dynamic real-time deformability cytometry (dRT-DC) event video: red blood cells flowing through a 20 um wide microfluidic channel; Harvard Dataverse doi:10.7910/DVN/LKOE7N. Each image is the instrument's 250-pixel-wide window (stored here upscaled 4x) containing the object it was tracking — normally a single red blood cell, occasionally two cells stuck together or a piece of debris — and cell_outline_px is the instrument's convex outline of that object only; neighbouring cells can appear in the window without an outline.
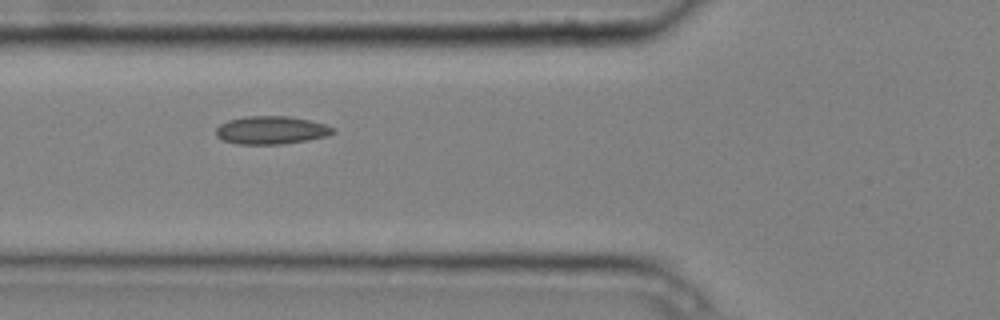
{"species": "common noctule bat (a hibernating species)", "species_latin": "Nyctalus noctula", "temperature_condition": "cold", "stored_images_in_passage": 9, "camera_frame_rate_fps": 3000, "um_per_image_px": 0.085, "animal": {"sex": "male", "body_mass_g": 20.4}, "frame": {"image": 1, "passage_image": 6, "time_ms": 1.667, "image_size_px": [1000, 320], "cell_outline_px": [[336, 132], [328, 136], [308, 140], [280, 144], [236, 144], [224, 140], [216, 136], [216, 128], [220, 124], [228, 120], [244, 116], [288, 116], [308, 120], [324, 124], [336, 128]], "centroid_in_image_um": [23.07, 11.06], "position_along_channel_um": 102.7, "area_um2": 19.19}}
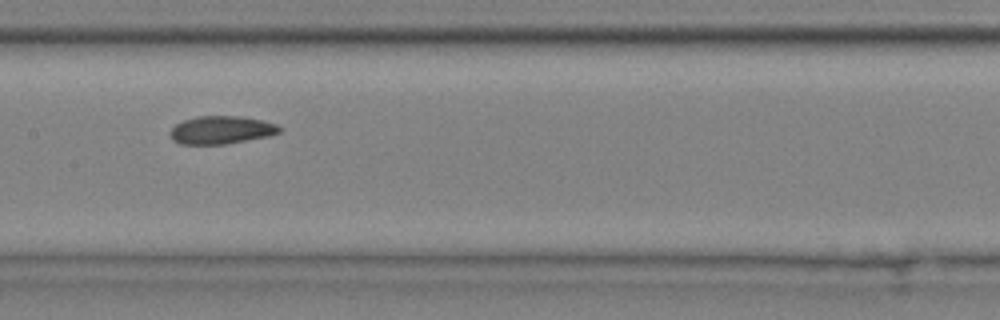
{"frame": {"image": 2, "passage_image": 8, "time_ms": 2.333, "image_size_px": [1000, 320], "cell_outline_px": [[280, 132], [268, 136], [224, 144], [180, 144], [172, 140], [168, 132], [176, 124], [184, 120], [196, 116], [240, 116], [260, 120], [276, 124], [280, 128]], "centroid_in_image_um": [18.75, 11.05], "position_along_channel_um": 188.6, "area_um2": 17.69}}
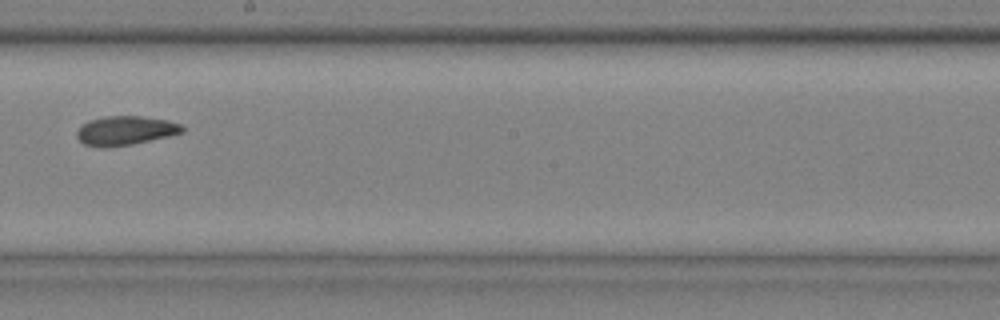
{"frame": {"image": 3, "passage_image": 9, "time_ms": 2.667, "image_size_px": [1000, 320], "cell_outline_px": [[184, 132], [168, 136], [132, 144], [84, 144], [76, 136], [76, 132], [88, 120], [104, 116], [144, 116], [168, 120], [184, 124]], "centroid_in_image_um": [10.75, 11.04], "position_along_channel_um": 237.4, "area_um2": 17.28}}